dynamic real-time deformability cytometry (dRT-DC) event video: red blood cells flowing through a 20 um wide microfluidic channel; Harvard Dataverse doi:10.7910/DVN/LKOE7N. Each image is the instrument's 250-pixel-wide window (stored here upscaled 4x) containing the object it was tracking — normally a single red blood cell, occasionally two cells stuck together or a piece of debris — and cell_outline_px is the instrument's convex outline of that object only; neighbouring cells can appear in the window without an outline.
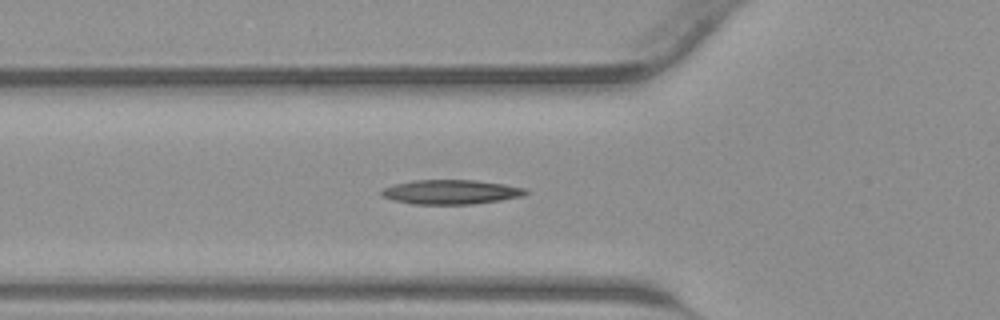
{"species": "common noctule bat (a hibernating species)", "species_latin": "Nyctalus noctula", "temperature_condition": "warm", "stored_images_in_passage": 43, "camera_frame_rate_fps": 3000, "um_per_image_px": 0.085, "animal": {"sex": "male", "body_mass_g": 23.1, "forearm_length_mm": 52.7}, "frame": {"image": 1, "passage_image": 14, "time_ms": 4.333, "image_size_px": [1000, 320], "cell_outline_px": [[528, 192], [524, 196], [500, 200], [472, 204], [412, 204], [392, 200], [380, 196], [380, 192], [384, 188], [396, 184], [412, 180], [476, 180], [504, 184], [524, 188]], "centroid_in_image_um": [38.3, 16.32], "position_along_channel_um": 87.5, "area_um2": 20.52}}
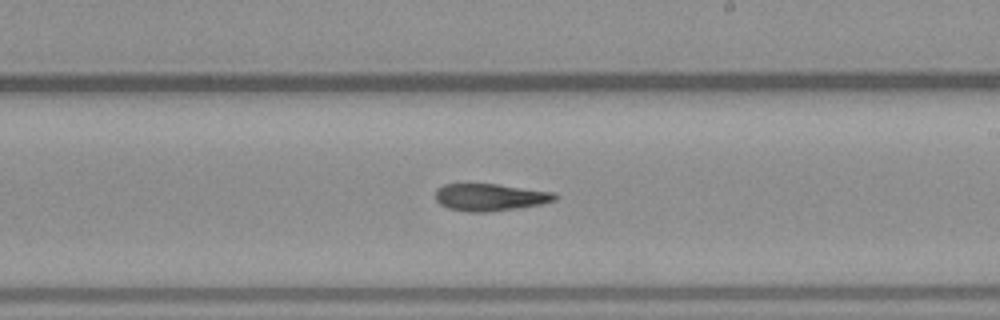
{"frame": {"image": 2, "passage_image": 24, "time_ms": 7.667, "image_size_px": [1000, 320], "cell_outline_px": [[560, 196], [556, 200], [540, 204], [516, 208], [488, 212], [468, 212], [448, 208], [440, 204], [436, 200], [436, 188], [444, 184], [496, 184], [556, 192]], "centroid_in_image_um": [41.68, 16.76], "position_along_channel_um": 247.3, "area_um2": 19.02}}
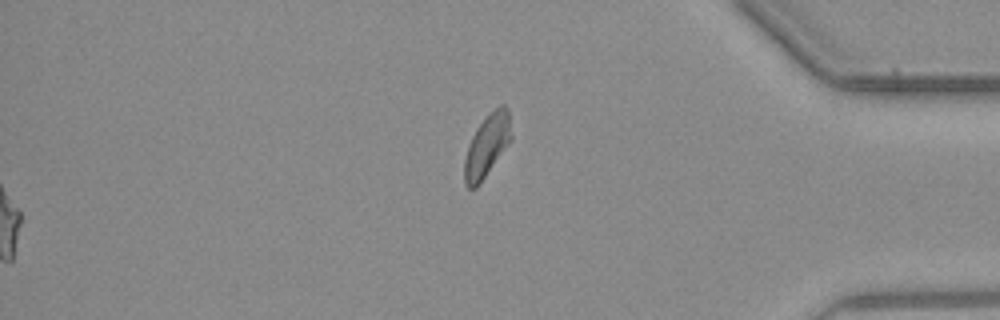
{"frame": {"image": 3, "passage_image": 43, "time_ms": 14.0, "image_size_px": [1000, 320], "cell_outline_px": [[512, 140], [480, 184], [476, 188], [468, 188], [464, 184], [464, 160], [468, 144], [476, 128], [488, 112], [500, 104], [504, 104], [508, 108], [512, 136]], "centroid_in_image_um": [41.4, 12.36], "position_along_channel_um": 393.8, "area_um2": 17.46}}